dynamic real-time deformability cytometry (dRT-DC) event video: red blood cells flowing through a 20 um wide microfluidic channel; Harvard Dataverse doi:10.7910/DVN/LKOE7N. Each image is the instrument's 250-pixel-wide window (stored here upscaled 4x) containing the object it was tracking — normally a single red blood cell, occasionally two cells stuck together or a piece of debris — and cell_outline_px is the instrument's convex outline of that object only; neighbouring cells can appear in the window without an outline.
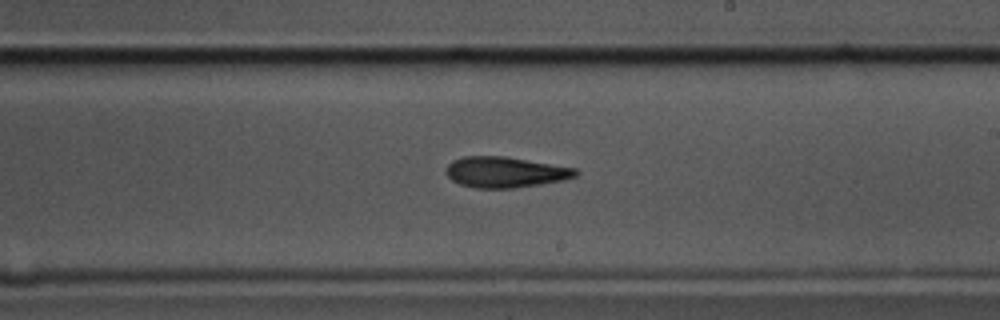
{"species": "common noctule bat (a hibernating species)", "species_latin": "Nyctalus noctula", "temperature_condition": "cold", "stored_images_in_passage": 57, "camera_frame_rate_fps": 3000, "um_per_image_px": 0.085, "animal": {"sex": "male", "body_mass_g": 17.5, "forearm_length_mm": 52.3}, "frame": {"image": 1, "passage_image": 33, "time_ms": 10.667, "image_size_px": [1000, 320], "cell_outline_px": [[580, 172], [576, 176], [564, 180], [540, 184], [512, 188], [476, 188], [460, 184], [452, 180], [444, 172], [444, 168], [452, 160], [464, 156], [504, 156], [576, 168]], "centroid_in_image_um": [42.92, 14.63], "position_along_channel_um": 246.1, "area_um2": 23.29}}
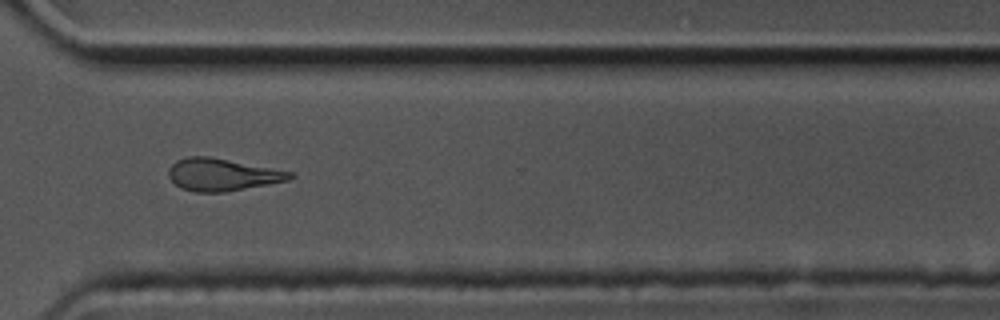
{"frame": {"image": 2, "passage_image": 42, "time_ms": 13.667, "image_size_px": [1000, 320], "cell_outline_px": [[296, 176], [288, 180], [268, 184], [224, 192], [196, 192], [180, 188], [168, 176], [168, 168], [176, 160], [188, 156], [208, 156], [292, 172]], "centroid_in_image_um": [18.85, 14.84], "position_along_channel_um": 351.7, "area_um2": 22.66}}
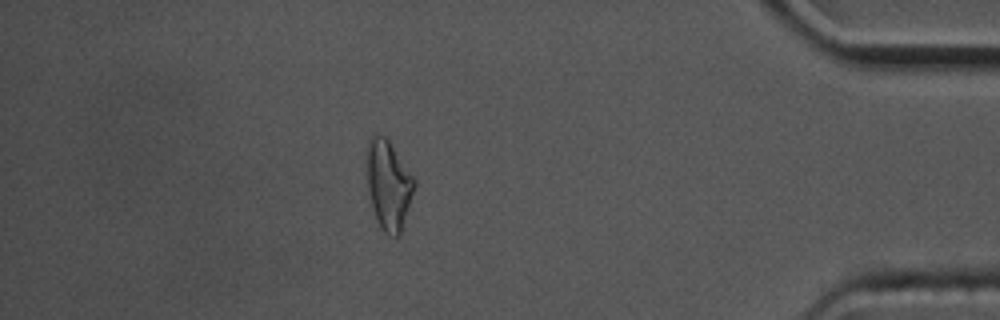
{"frame": {"image": 3, "passage_image": 50, "time_ms": 16.333, "image_size_px": [1000, 320], "cell_outline_px": [[416, 184], [400, 236], [388, 236], [380, 228], [376, 220], [372, 208], [368, 188], [364, 152], [368, 140], [372, 132], [376, 132], [384, 136], [388, 140], [416, 180]], "centroid_in_image_um": [32.98, 15.68], "position_along_channel_um": 402.2, "area_um2": 25.37}, "authors_computed_cell_mechanics": {"area_um2": 23.409, "velocity_mm_per_s": 3.511, "shape_relaxation_time_tau1_ms": 4.9843, "shape_relaxation_time_tau2_ms": 6.5219, "deformation_change_tau1": 0.1409, "deformation_change_tau2": 0.1792}}